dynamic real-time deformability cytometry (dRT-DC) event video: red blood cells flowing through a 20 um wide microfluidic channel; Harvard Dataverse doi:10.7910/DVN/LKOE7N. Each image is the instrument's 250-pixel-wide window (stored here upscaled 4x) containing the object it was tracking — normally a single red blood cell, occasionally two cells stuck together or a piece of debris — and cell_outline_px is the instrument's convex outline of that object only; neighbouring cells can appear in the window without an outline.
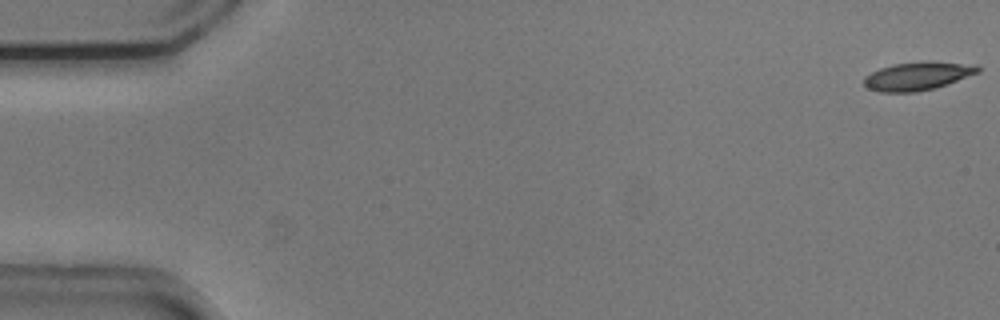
{"species": "common noctule bat (a hibernating species)", "species_latin": "Nyctalus noctula", "temperature_condition": "cold", "stored_images_in_passage": 54, "camera_frame_rate_fps": 3000, "um_per_image_px": 0.085, "animal": {"sex": "male", "body_mass_g": 20.5, "forearm_length_mm": 52.5}, "frame": {"image": 1, "passage_image": 1, "time_ms": 0.0, "image_size_px": [1000, 320], "cell_outline_px": [[980, 72], [948, 84], [936, 88], [916, 92], [880, 92], [864, 88], [864, 76], [880, 68], [896, 64], [976, 64], [980, 68]], "centroid_in_image_um": [77.94, 6.53], "position_along_channel_um": 7.1, "area_um2": 17.98}}
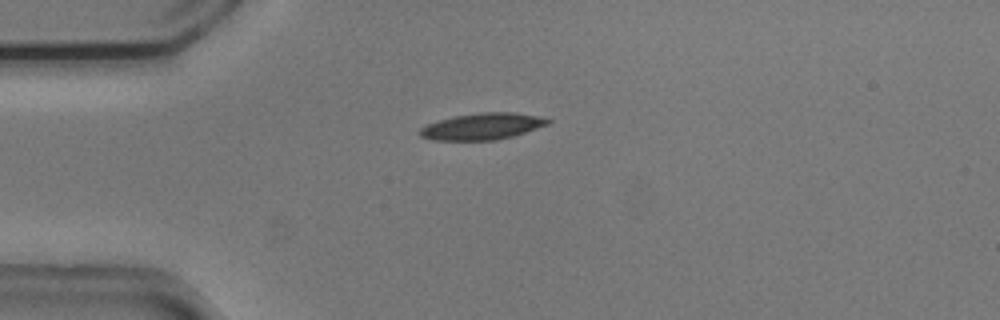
{"frame": {"image": 2, "passage_image": 14, "time_ms": 4.333, "image_size_px": [1000, 320], "cell_outline_px": [[552, 120], [548, 124], [512, 136], [496, 140], [432, 140], [420, 136], [420, 128], [428, 124], [452, 116], [480, 112], [512, 112], [536, 116]], "centroid_in_image_um": [40.96, 10.74], "position_along_channel_um": 44.0, "area_um2": 19.54}}
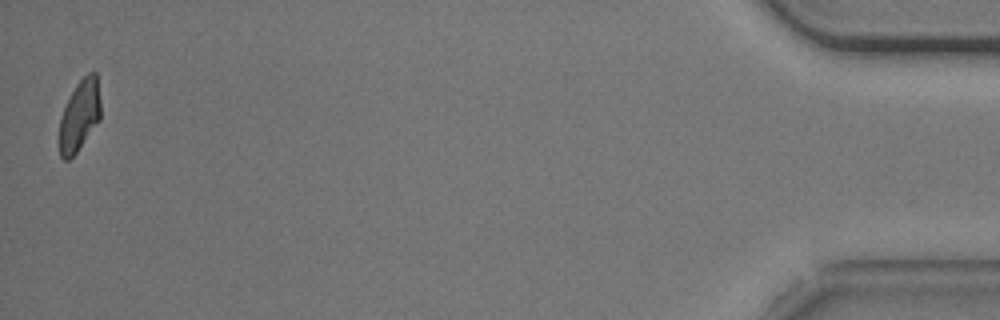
{"frame": {"image": 3, "passage_image": 54, "time_ms": 17.667, "image_size_px": [1000, 320], "cell_outline_px": [[100, 120], [76, 152], [68, 160], [64, 160], [60, 156], [60, 120], [64, 108], [76, 84], [88, 72], [96, 72], [100, 100]], "centroid_in_image_um": [6.78, 9.81], "position_along_channel_um": 428.4, "area_um2": 16.76}, "authors_computed_cell_mechanics": {"area_um2": 19.1318, "velocity_mm_per_s": 3.717, "shape_relaxation_time_tau1_ms": 4.8809, "shape_relaxation_time_tau2_ms": null, "deformation_change_tau1": 0.1511, "deformation_change_tau2": null}}